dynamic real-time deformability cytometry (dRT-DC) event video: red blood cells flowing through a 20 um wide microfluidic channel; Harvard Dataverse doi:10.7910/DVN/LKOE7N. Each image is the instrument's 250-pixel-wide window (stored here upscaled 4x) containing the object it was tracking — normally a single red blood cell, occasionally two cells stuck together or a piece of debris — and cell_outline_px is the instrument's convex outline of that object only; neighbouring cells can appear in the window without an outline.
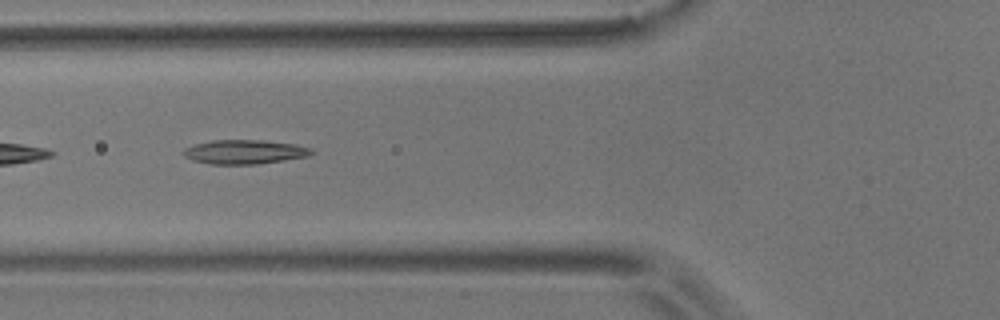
{"species": "common noctule bat (a hibernating species)", "species_latin": "Nyctalus noctula", "temperature_condition": "room temperature", "stored_images_in_passage": 11, "camera_frame_rate_fps": 3000, "um_per_image_px": 0.085, "animal": {"sex": "male", "body_mass_g": 17.9}, "frame": {"image": 1, "passage_image": 8, "time_ms": 2.333, "image_size_px": [1000, 320], "cell_outline_px": [[316, 152], [308, 156], [284, 160], [256, 164], [208, 164], [192, 160], [184, 156], [180, 152], [184, 148], [196, 144], [212, 140], [260, 140], [296, 144], [312, 148]], "centroid_in_image_um": [20.78, 12.91], "position_along_channel_um": 105.0, "area_um2": 18.15}}